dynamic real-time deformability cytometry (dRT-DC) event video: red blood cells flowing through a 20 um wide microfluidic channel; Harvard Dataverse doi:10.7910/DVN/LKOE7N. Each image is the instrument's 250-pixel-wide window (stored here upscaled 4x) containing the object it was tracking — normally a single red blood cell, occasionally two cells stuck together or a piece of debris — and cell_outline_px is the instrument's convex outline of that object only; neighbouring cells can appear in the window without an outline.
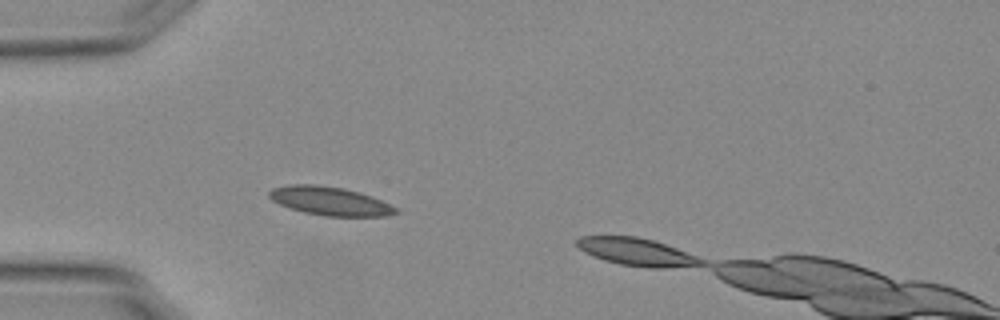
{"species": "Egyptian fruit bat (a non-hibernating species)", "species_latin": "Rousettus aegyptiacus", "temperature_condition": "warm", "stored_images_in_passage": 18, "camera_frame_rate_fps": 3000, "um_per_image_px": 0.085, "animal": {"sex": "female"}, "frame": {"image": 1, "passage_image": 13, "time_ms": 4.0, "image_size_px": [1000, 320], "cell_outline_px": [[400, 212], [388, 216], [324, 216], [304, 212], [280, 204], [272, 200], [268, 196], [268, 192], [272, 188], [288, 184], [316, 184], [344, 188], [360, 192], [372, 196], [396, 208]], "centroid_in_image_um": [28.03, 17.08], "position_along_channel_um": 57.0, "area_um2": 21.1}}